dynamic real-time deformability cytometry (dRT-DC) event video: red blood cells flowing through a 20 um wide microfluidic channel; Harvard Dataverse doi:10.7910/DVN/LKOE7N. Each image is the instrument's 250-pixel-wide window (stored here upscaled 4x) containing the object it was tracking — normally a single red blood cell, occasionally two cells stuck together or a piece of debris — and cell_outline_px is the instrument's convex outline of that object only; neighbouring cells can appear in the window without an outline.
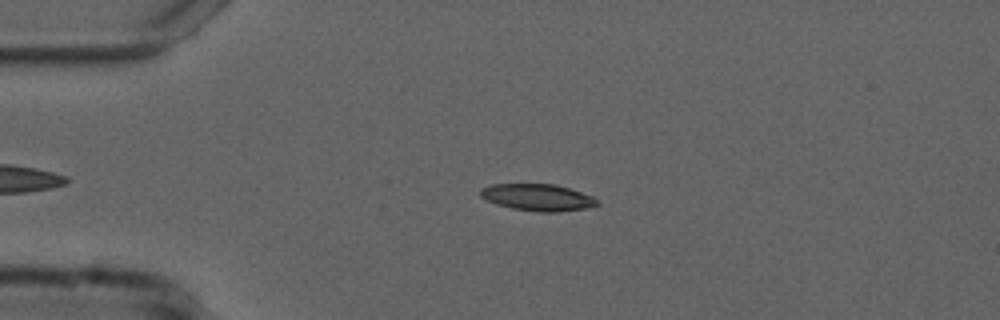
{"species": "common noctule bat (a hibernating species)", "species_latin": "Nyctalus noctula", "temperature_condition": "cold", "stored_images_in_passage": 27, "camera_frame_rate_fps": 3000, "um_per_image_px": 0.085, "animal": {"sex": "male", "forearm_length_mm": 52.5}, "frame": {"image": 1, "passage_image": 9, "time_ms": 2.667, "image_size_px": [1000, 320], "cell_outline_px": [[600, 204], [588, 208], [556, 212], [540, 212], [512, 208], [496, 204], [480, 196], [480, 188], [492, 184], [556, 184], [592, 196]], "centroid_in_image_um": [45.69, 16.77], "position_along_channel_um": 39.3, "area_um2": 18.15}}
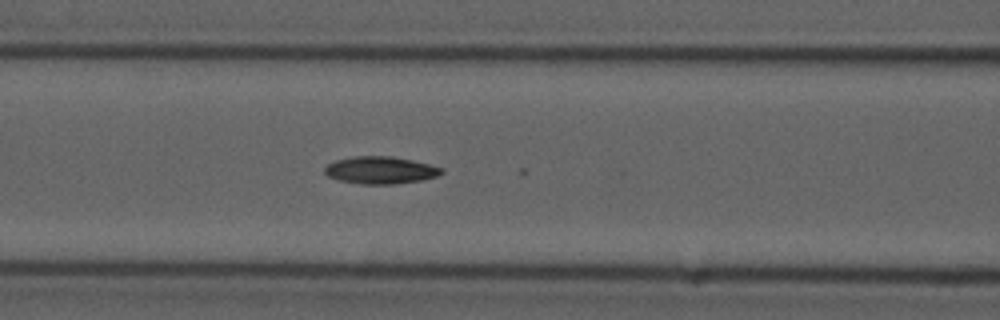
{"frame": {"image": 2, "passage_image": 19, "time_ms": 6.0, "image_size_px": [1000, 320], "cell_outline_px": [[444, 172], [436, 176], [420, 180], [396, 184], [364, 184], [340, 180], [328, 176], [324, 172], [324, 168], [328, 164], [336, 160], [352, 156], [392, 156], [412, 160], [444, 168]], "centroid_in_image_um": [32.34, 14.45], "position_along_channel_um": 134.3, "area_um2": 18.5}}
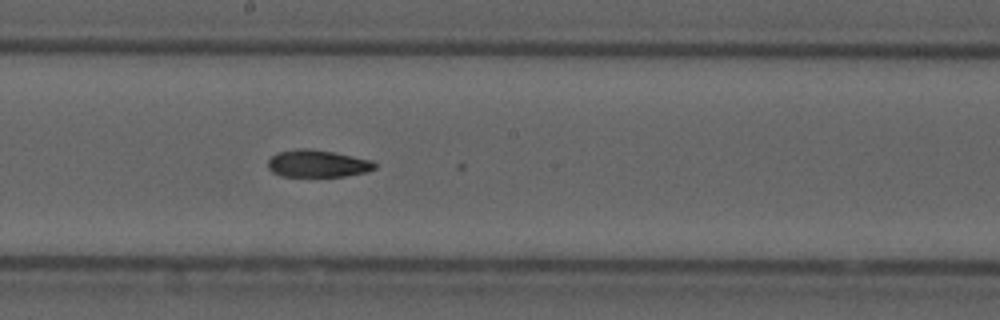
{"frame": {"image": 3, "passage_image": 26, "time_ms": 8.333, "image_size_px": [1000, 320], "cell_outline_px": [[376, 168], [368, 172], [344, 176], [280, 176], [272, 172], [268, 168], [268, 160], [276, 152], [296, 148], [308, 148], [332, 152], [372, 160], [376, 164]], "centroid_in_image_um": [26.97, 13.9], "position_along_channel_um": 221.2, "area_um2": 17.05}}